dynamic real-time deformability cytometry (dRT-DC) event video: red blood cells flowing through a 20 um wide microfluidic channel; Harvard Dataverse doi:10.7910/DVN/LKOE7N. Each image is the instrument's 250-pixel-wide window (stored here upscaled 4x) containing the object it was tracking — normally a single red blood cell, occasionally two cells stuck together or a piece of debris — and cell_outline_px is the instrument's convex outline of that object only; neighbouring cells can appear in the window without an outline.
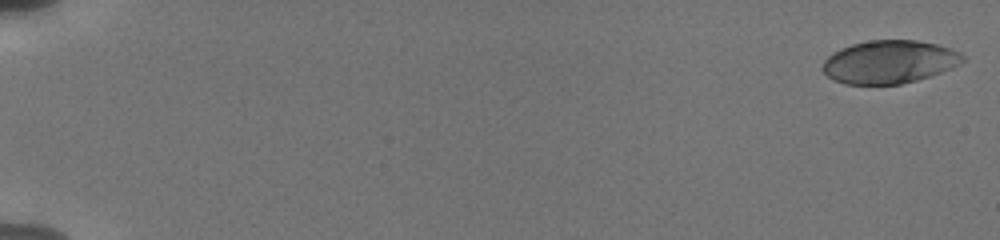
{"species": "human", "species_latin": "Homo sapiens", "temperature_condition": "cold", "stored_images_in_passage": 37, "camera_frame_rate_fps": 3000, "um_per_image_px": 0.085, "donor": {"sex": "male"}, "frame": {"image": 1, "passage_image": 1, "time_ms": 0.0, "image_size_px": [1000, 240], "cell_outline_px": [[964, 60], [952, 68], [916, 80], [900, 84], [844, 84], [828, 76], [820, 68], [824, 60], [832, 52], [840, 48], [852, 44], [872, 40], [916, 40], [936, 44], [952, 48], [960, 52], [964, 56]], "centroid_in_image_um": [75.57, 5.25], "position_along_channel_um": 9.4, "area_um2": 35.08}}
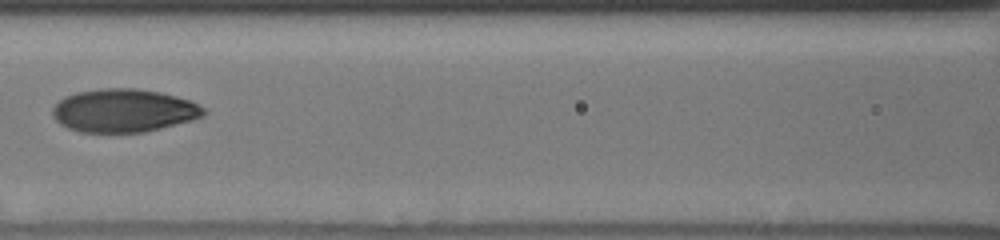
{"frame": {"image": 2, "passage_image": 20, "time_ms": 9.0, "image_size_px": [1000, 240], "cell_outline_px": [[208, 112], [204, 116], [192, 120], [144, 132], [80, 132], [68, 128], [60, 124], [52, 116], [52, 108], [64, 96], [76, 92], [100, 88], [136, 88], [160, 92], [192, 100], [208, 108]], "centroid_in_image_um": [10.55, 9.39], "position_along_channel_um": 156.0, "area_um2": 38.44}}
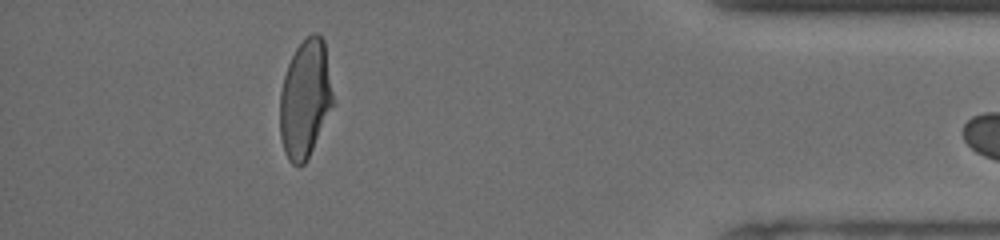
{"frame": {"image": 3, "passage_image": 36, "time_ms": 16.667, "image_size_px": [1000, 240], "cell_outline_px": [[336, 104], [304, 164], [300, 168], [292, 164], [288, 160], [284, 152], [280, 136], [280, 92], [284, 76], [288, 64], [296, 48], [312, 32], [316, 32], [324, 40]], "centroid_in_image_um": [25.97, 8.43], "position_along_channel_um": 409.2, "area_um2": 37.17}}